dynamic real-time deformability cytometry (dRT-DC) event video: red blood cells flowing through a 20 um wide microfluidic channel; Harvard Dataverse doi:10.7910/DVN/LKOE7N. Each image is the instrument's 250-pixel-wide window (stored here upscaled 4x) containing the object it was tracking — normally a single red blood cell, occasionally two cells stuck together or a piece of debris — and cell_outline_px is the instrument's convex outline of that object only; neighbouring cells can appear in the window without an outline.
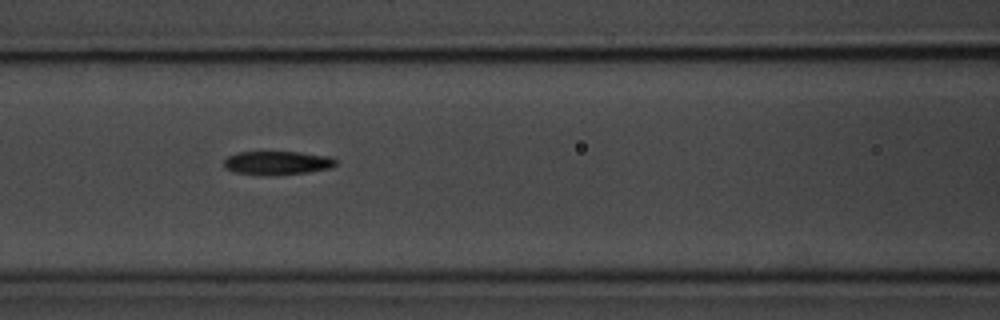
{"species": "common noctule bat (a hibernating species)", "species_latin": "Nyctalus noctula", "temperature_condition": "room temperature", "stored_images_in_passage": 7, "camera_frame_rate_fps": 3000, "um_per_image_px": 0.085, "animal": {"sex": "male", "body_mass_g": 20.1, "forearm_length_mm": 53.5}, "frame": {"image": 1, "passage_image": 4, "time_ms": 3.333, "image_size_px": [1000, 320], "cell_outline_px": [[336, 164], [332, 168], [308, 172], [276, 176], [272, 176], [232, 172], [224, 168], [224, 160], [228, 156], [236, 152], [300, 152], [332, 156], [336, 160]], "centroid_in_image_um": [23.57, 13.85], "position_along_channel_um": 143.0, "area_um2": 15.78}}
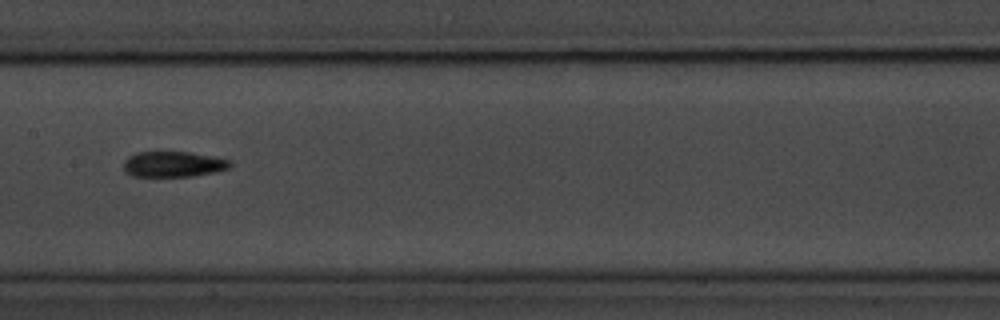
{"frame": {"image": 2, "passage_image": 5, "time_ms": 4.667, "image_size_px": [1000, 320], "cell_outline_px": [[232, 164], [228, 168], [216, 172], [192, 176], [132, 176], [124, 168], [124, 160], [128, 156], [136, 152], [188, 152], [212, 156], [228, 160]], "centroid_in_image_um": [14.72, 13.95], "position_along_channel_um": 192.7, "area_um2": 15.72}}